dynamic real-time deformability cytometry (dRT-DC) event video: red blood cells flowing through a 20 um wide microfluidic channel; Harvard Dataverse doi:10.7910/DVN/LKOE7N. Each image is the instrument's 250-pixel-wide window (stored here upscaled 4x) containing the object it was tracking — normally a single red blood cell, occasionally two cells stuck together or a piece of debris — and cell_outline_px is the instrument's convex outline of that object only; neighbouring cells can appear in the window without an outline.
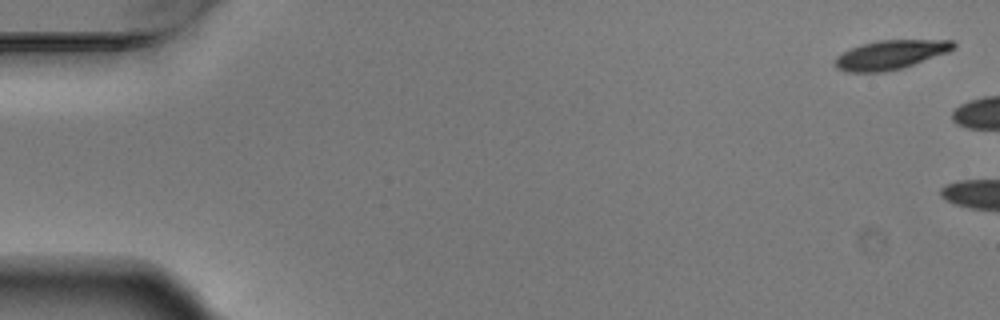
{"species": "Egyptian fruit bat (a non-hibernating species)", "species_latin": "Rousettus aegyptiacus", "temperature_condition": "warm", "stored_images_in_passage": 4, "camera_frame_rate_fps": 3000, "um_per_image_px": 0.085, "animal": {"sex": "male"}, "frame": {"image": 1, "passage_image": 1, "time_ms": 0.0, "image_size_px": [1000, 320], "cell_outline_px": [[956, 48], [948, 52], [900, 68], [880, 72], [848, 72], [836, 68], [836, 56], [860, 44], [880, 40], [952, 40], [956, 44]], "centroid_in_image_um": [75.7, 4.64], "position_along_channel_um": 9.3, "area_um2": 19.77}}